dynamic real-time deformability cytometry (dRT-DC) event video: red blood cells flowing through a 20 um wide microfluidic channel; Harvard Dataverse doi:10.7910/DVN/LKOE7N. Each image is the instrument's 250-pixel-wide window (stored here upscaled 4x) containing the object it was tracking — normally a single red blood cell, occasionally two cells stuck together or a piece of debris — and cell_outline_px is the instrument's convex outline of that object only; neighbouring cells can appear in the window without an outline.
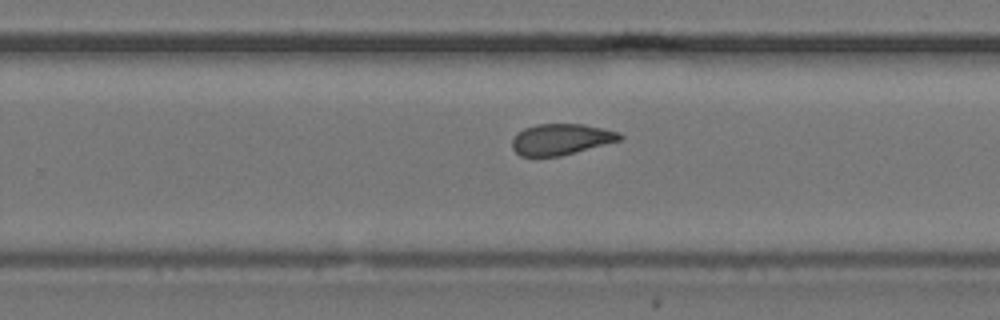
{"species": "common noctule bat (a hibernating species)", "species_latin": "Nyctalus noctula", "temperature_condition": "cold", "stored_images_in_passage": 9, "camera_frame_rate_fps": 3000, "um_per_image_px": 0.085, "animal": {"sex": "female", "body_mass_g": 24.6, "forearm_length_mm": 56.2}, "frame": {"image": 1, "passage_image": 9, "time_ms": 2.667, "image_size_px": [1000, 320], "cell_outline_px": [[624, 140], [560, 156], [520, 156], [512, 148], [512, 140], [524, 128], [536, 124], [584, 124], [620, 132], [624, 136]], "centroid_in_image_um": [47.75, 11.84], "position_along_channel_um": 282.0, "area_um2": 19.59}}